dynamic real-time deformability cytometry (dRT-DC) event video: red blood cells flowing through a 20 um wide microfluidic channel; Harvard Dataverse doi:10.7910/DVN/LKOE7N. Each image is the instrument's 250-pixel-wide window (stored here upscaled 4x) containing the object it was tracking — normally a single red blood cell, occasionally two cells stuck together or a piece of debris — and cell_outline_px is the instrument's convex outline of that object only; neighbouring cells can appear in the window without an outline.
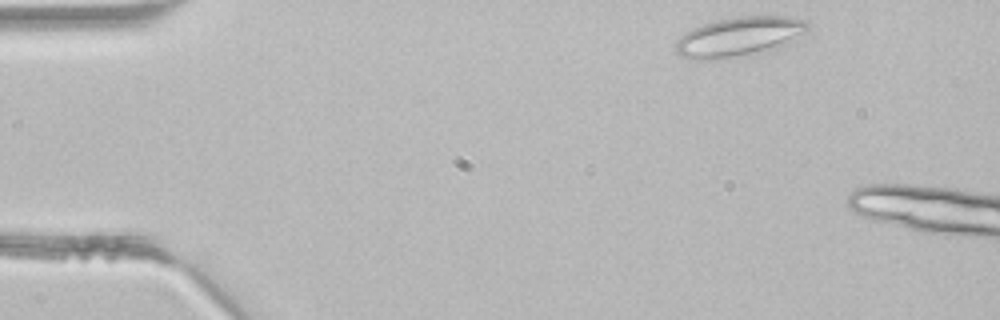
{"species": "common noctule bat (a hibernating species)", "species_latin": "Nyctalus noctula", "temperature_condition": "room temperature", "stored_images_in_passage": 2, "camera_frame_rate_fps": 3000, "um_per_image_px": 0.085, "animal": {"sex": "male", "body_mass_g": 21.5, "forearm_length_mm": 52.0}, "frame": {"image": 1, "passage_image": 1, "time_ms": 0.0, "image_size_px": [1000, 320], "cell_outline_px": [[808, 28], [804, 32], [784, 48], [712, 60], [700, 60], [680, 56], [672, 48], [676, 40], [684, 32], [692, 28], [704, 24], [720, 20], [740, 16], [784, 16], [808, 20]], "centroid_in_image_um": [62.82, 3.13], "position_along_channel_um": 22.2, "area_um2": 30.63}}